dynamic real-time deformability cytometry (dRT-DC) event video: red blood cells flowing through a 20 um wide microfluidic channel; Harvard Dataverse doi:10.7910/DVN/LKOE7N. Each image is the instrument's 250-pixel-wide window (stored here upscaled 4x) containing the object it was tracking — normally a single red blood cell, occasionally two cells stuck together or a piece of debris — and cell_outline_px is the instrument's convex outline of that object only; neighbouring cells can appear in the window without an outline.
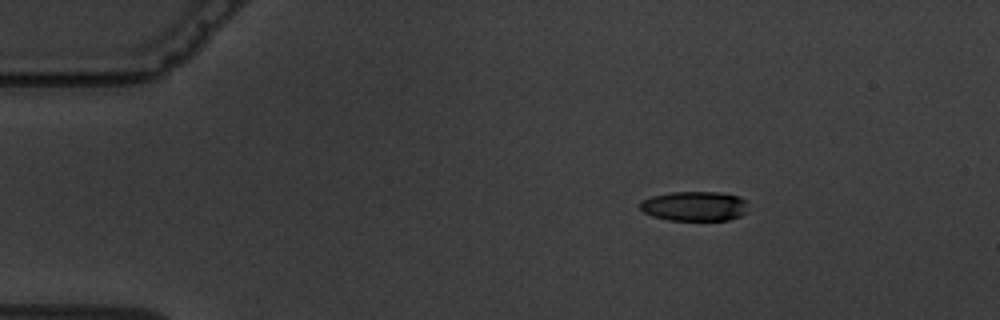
{"species": "common noctule bat (a hibernating species)", "species_latin": "Nyctalus noctula", "temperature_condition": "warm", "stored_images_in_passage": 3, "camera_frame_rate_fps": 3000, "um_per_image_px": 0.085, "animal": {"sex": "male", "body_mass_g": 19.5, "forearm_length_mm": 54.6}, "frame": {"image": 1, "passage_image": 1, "time_ms": 0.0, "image_size_px": [1000, 320], "cell_outline_px": [[748, 212], [740, 216], [728, 220], [668, 220], [652, 216], [644, 212], [640, 208], [640, 200], [652, 196], [672, 192], [720, 192], [740, 196], [748, 200]], "centroid_in_image_um": [59.09, 17.52], "position_along_channel_um": 25.9, "area_um2": 19.02}}